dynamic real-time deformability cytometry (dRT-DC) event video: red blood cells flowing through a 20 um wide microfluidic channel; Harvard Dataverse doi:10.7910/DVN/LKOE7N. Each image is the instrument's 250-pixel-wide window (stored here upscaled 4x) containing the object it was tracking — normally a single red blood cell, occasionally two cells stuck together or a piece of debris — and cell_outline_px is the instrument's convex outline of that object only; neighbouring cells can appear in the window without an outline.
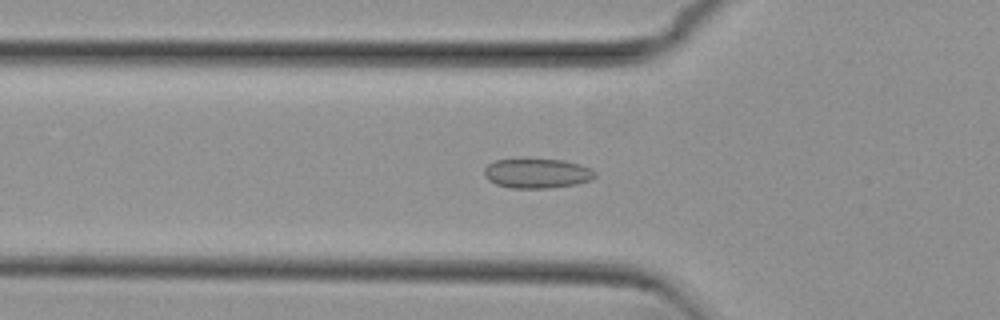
{"species": "common noctule bat (a hibernating species)", "species_latin": "Nyctalus noctula", "temperature_condition": "cold", "stored_images_in_passage": 52, "camera_frame_rate_fps": 3000, "um_per_image_px": 0.085, "animal": {"sex": "female", "body_mass_g": 29.2, "forearm_length_mm": 56.3}, "frame": {"image": 1, "passage_image": 16, "time_ms": 5.0, "image_size_px": [1000, 320], "cell_outline_px": [[596, 176], [592, 180], [576, 184], [548, 188], [512, 188], [496, 184], [488, 180], [484, 176], [484, 168], [488, 164], [496, 160], [520, 156], [528, 156], [564, 160], [580, 164], [592, 168], [596, 172]], "centroid_in_image_um": [45.64, 14.68], "position_along_channel_um": 80.2, "area_um2": 20.17}}
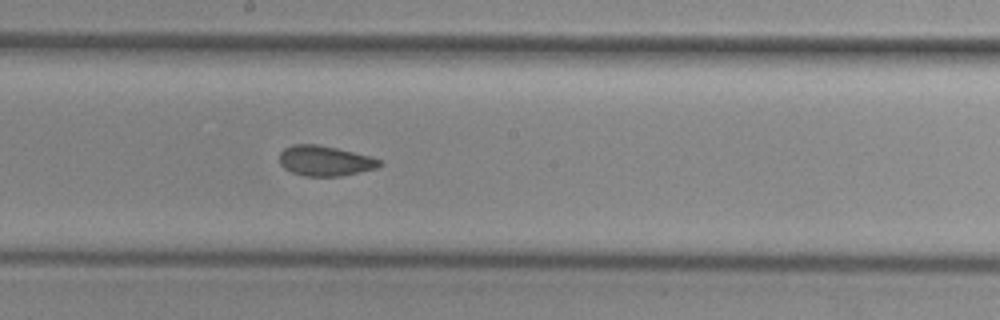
{"frame": {"image": 2, "passage_image": 27, "time_ms": 8.667, "image_size_px": [1000, 320], "cell_outline_px": [[384, 164], [376, 168], [340, 176], [304, 176], [292, 172], [284, 168], [280, 164], [280, 152], [284, 148], [292, 144], [316, 144], [336, 148], [368, 156], [380, 160]], "centroid_in_image_um": [27.59, 13.67], "position_along_channel_um": 220.6, "area_um2": 17.46}}
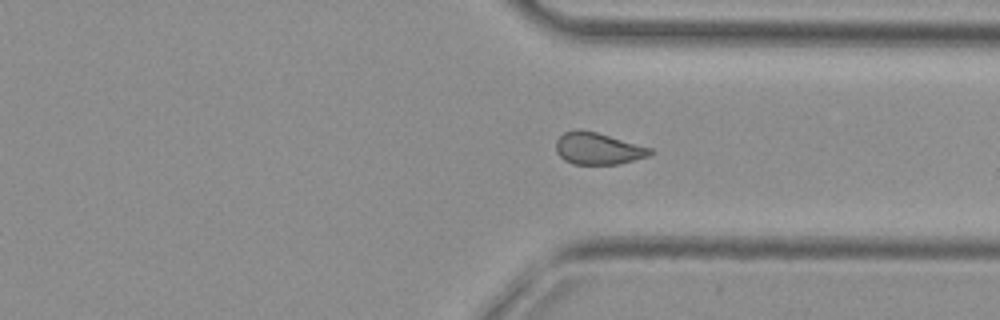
{"frame": {"image": 3, "passage_image": 38, "time_ms": 12.333, "image_size_px": [1000, 320], "cell_outline_px": [[656, 152], [648, 156], [620, 164], [572, 164], [564, 160], [556, 152], [556, 140], [564, 132], [576, 128], [580, 128], [596, 132], [652, 148]], "centroid_in_image_um": [50.82, 12.62], "position_along_channel_um": 360.6, "area_um2": 17.69}, "authors_computed_cell_mechanics": {"area_um2": 18.4093, "velocity_mm_per_s": 3.8155, "shape_relaxation_time_tau1_ms": null, "shape_relaxation_time_tau2_ms": 2.2024, "deformation_change_tau1": null, "deformation_change_tau2": 0.0652}}